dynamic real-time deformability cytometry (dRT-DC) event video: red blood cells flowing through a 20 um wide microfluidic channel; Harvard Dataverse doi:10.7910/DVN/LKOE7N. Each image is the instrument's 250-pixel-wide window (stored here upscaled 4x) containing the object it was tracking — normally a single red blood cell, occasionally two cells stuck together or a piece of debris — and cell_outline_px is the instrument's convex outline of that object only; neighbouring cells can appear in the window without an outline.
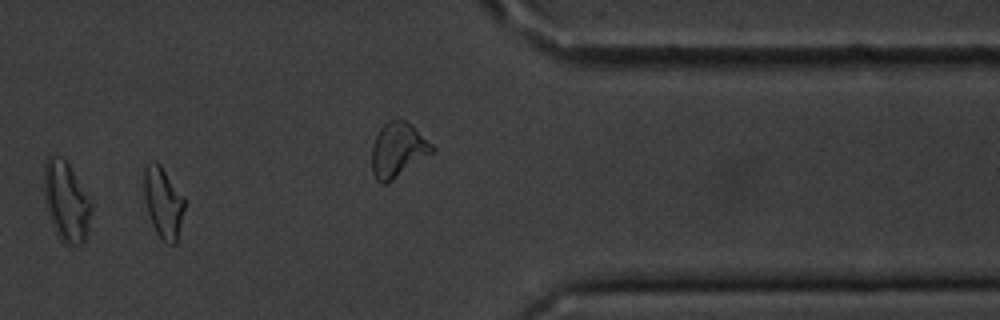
{"species": "common noctule bat (a hibernating species)", "species_latin": "Nyctalus noctula", "temperature_condition": "cold", "stored_images_in_passage": 13, "camera_frame_rate_fps": 3000, "um_per_image_px": 0.085, "animal": {"sex": "male", "body_mass_g": 20.1, "forearm_length_mm": 53.5}, "frame": {"image": 1, "passage_image": 11, "time_ms": 12.667, "image_size_px": [1000, 320], "cell_outline_px": [[184, 208], [176, 244], [168, 244], [160, 240], [152, 224], [144, 200], [144, 168], [152, 160], [156, 160], [160, 164], [184, 196]], "centroid_in_image_um": [13.86, 17.21], "position_along_channel_um": 397.5, "area_um2": 16.82}, "authors_computed_cell_mechanics": {"area_um2": 16.8776, "velocity_mm_per_s": 3.5189, "shape_relaxation_time_tau1_ms": 2.0015, "shape_relaxation_time_tau2_ms": 10.976, "deformation_change_tau1": 0.0877, "deformation_change_tau2": 0.2285}}